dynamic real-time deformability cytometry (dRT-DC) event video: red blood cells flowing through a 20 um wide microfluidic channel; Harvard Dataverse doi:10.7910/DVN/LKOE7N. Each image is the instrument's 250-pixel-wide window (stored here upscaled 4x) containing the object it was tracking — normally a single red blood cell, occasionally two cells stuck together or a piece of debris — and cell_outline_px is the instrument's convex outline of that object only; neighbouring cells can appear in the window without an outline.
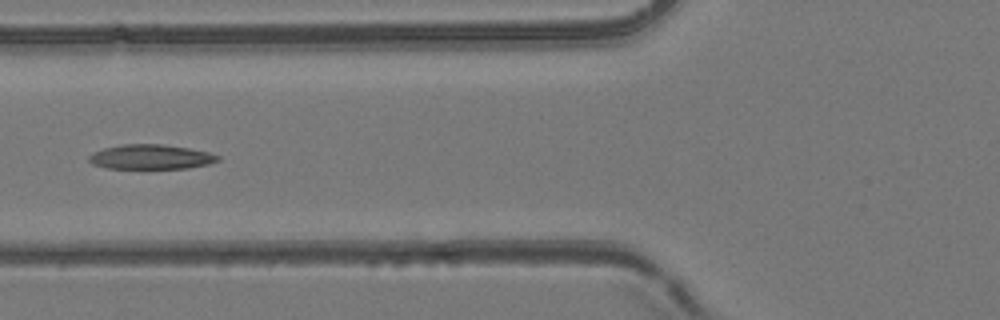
{"species": "common noctule bat (a hibernating species)", "species_latin": "Nyctalus noctula", "temperature_condition": "room temperature", "stored_images_in_passage": 54, "camera_frame_rate_fps": 3000, "um_per_image_px": 0.085, "animal": {"sex": "female", "body_mass_g": 24.6, "forearm_length_mm": 56.2}, "frame": {"image": 1, "passage_image": 22, "time_ms": 7.0, "image_size_px": [1000, 320], "cell_outline_px": [[220, 160], [208, 164], [188, 168], [108, 168], [92, 164], [88, 160], [88, 156], [92, 152], [104, 148], [124, 144], [160, 144], [188, 148], [208, 152], [220, 156]], "centroid_in_image_um": [12.8, 13.33], "position_along_channel_um": 113.0, "area_um2": 18.44}}
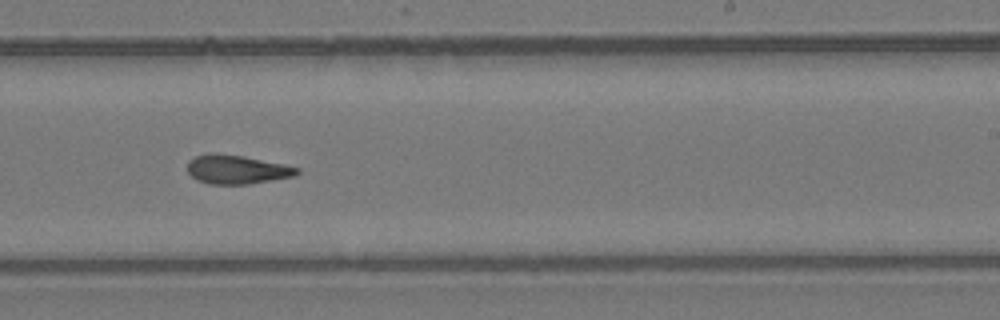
{"frame": {"image": 2, "passage_image": 34, "time_ms": 11.0, "image_size_px": [1000, 320], "cell_outline_px": [[300, 172], [292, 176], [248, 184], [212, 184], [196, 180], [188, 172], [188, 160], [196, 156], [208, 152], [212, 152], [244, 156], [284, 164], [300, 168]], "centroid_in_image_um": [20.1, 14.39], "position_along_channel_um": 268.9, "area_um2": 18.44}}
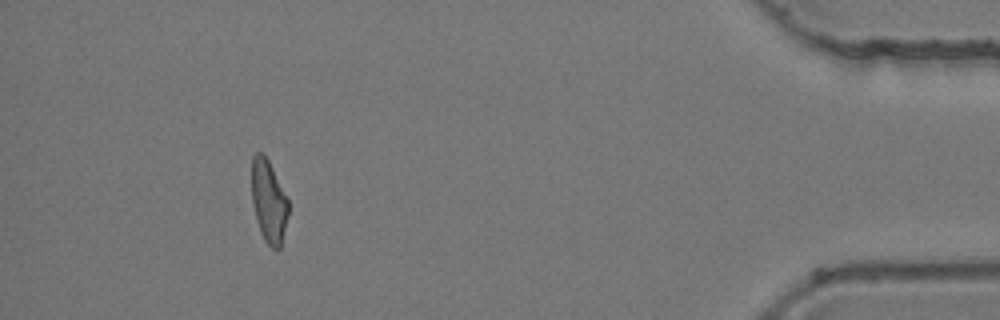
{"frame": {"image": 3, "passage_image": 50, "time_ms": 16.333, "image_size_px": [1000, 320], "cell_outline_px": [[288, 216], [280, 248], [272, 248], [264, 240], [260, 232], [256, 220], [252, 204], [252, 156], [256, 152], [260, 152], [268, 160], [288, 200]], "centroid_in_image_um": [22.82, 17.13], "position_along_channel_um": 412.4, "area_um2": 17.46}, "authors_computed_cell_mechanics": {"area_um2": 18.9295, "velocity_mm_per_s": 3.8955, "shape_relaxation_time_tau1_ms": null, "shape_relaxation_time_tau2_ms": 5.3575, "deformation_change_tau1": null, "deformation_change_tau2": 0.1571}}